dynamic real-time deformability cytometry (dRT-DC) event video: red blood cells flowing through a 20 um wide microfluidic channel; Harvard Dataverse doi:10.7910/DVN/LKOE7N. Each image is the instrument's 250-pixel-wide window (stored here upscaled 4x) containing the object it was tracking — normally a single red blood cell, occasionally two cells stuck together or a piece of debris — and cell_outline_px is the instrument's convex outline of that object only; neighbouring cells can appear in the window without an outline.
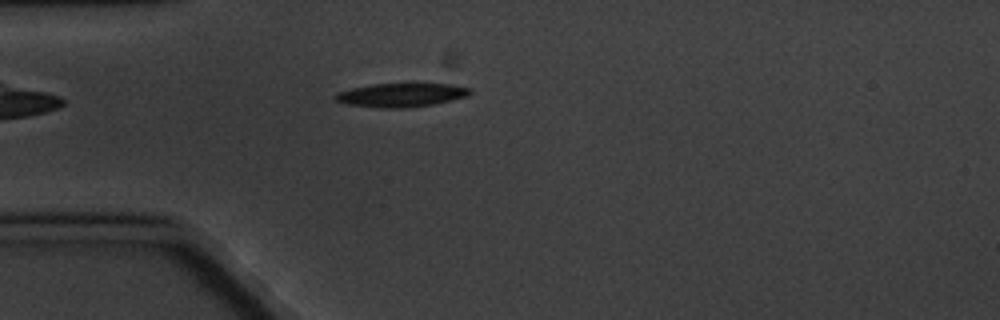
{"species": "common noctule bat (a hibernating species)", "species_latin": "Nyctalus noctula", "temperature_condition": "cold", "stored_images_in_passage": 8, "camera_frame_rate_fps": 3000, "um_per_image_px": 0.085, "animal": {"sex": "male", "body_mass_g": 20.1, "forearm_length_mm": 53.5}, "frame": {"image": 1, "passage_image": 1, "time_ms": 0.0, "image_size_px": [1000, 320], "cell_outline_px": [[472, 92], [468, 96], [432, 104], [404, 108], [380, 108], [348, 104], [336, 100], [332, 96], [336, 92], [352, 88], [372, 84], [448, 84], [468, 88]], "centroid_in_image_um": [34.05, 8.08], "position_along_channel_um": 51.0, "area_um2": 18.38}}